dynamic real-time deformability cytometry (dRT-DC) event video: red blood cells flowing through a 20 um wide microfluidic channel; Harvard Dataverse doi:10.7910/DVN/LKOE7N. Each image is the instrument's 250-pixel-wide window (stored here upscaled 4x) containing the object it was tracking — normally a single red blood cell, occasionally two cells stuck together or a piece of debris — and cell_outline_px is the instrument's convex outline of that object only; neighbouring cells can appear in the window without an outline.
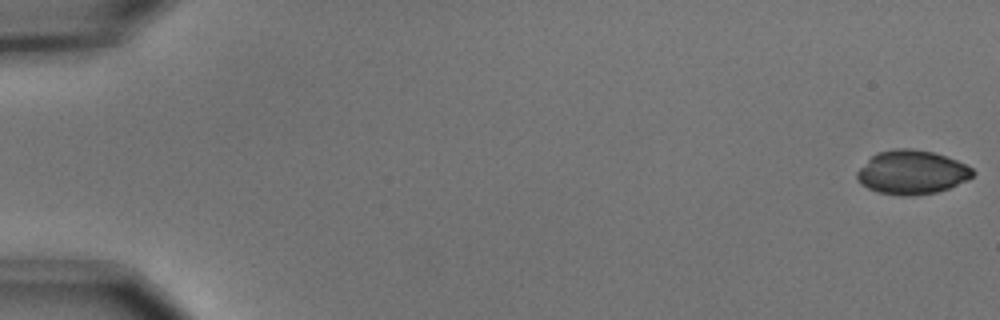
{"species": "common noctule bat (a hibernating species)", "species_latin": "Nyctalus noctula", "temperature_condition": "cold", "stored_images_in_passage": 55, "camera_frame_rate_fps": 3000, "um_per_image_px": 0.085, "animal": {"sex": "male", "body_mass_g": 15.6}, "frame": {"image": 1, "passage_image": 1, "time_ms": 0.0, "image_size_px": [1000, 320], "cell_outline_px": [[976, 172], [968, 180], [948, 188], [936, 192], [912, 196], [900, 196], [876, 192], [860, 184], [856, 180], [856, 172], [876, 152], [896, 148], [912, 148], [932, 152], [956, 160], [972, 168]], "centroid_in_image_um": [77.48, 14.65], "position_along_channel_um": 7.5, "area_um2": 29.71}}
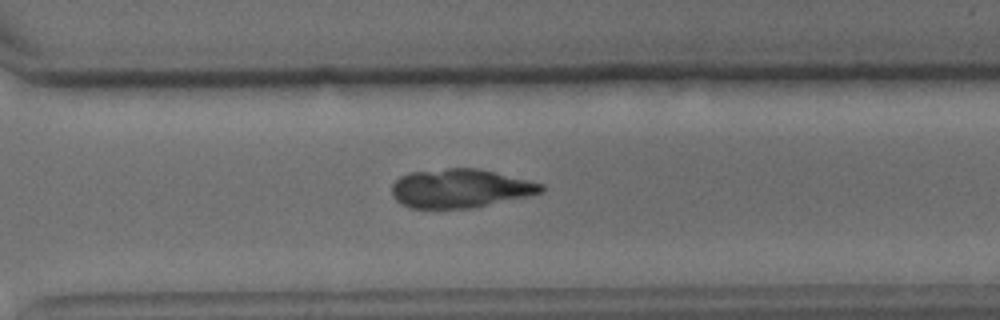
{"frame": {"image": 2, "passage_image": 40, "time_ms": 13.0, "image_size_px": [1000, 320], "cell_outline_px": [[544, 188], [540, 192], [524, 196], [468, 208], [412, 208], [400, 204], [392, 196], [392, 184], [400, 176], [408, 172], [448, 168], [476, 168], [544, 184]], "centroid_in_image_um": [39.01, 16.0], "position_along_channel_um": 331.6, "area_um2": 33.18}}
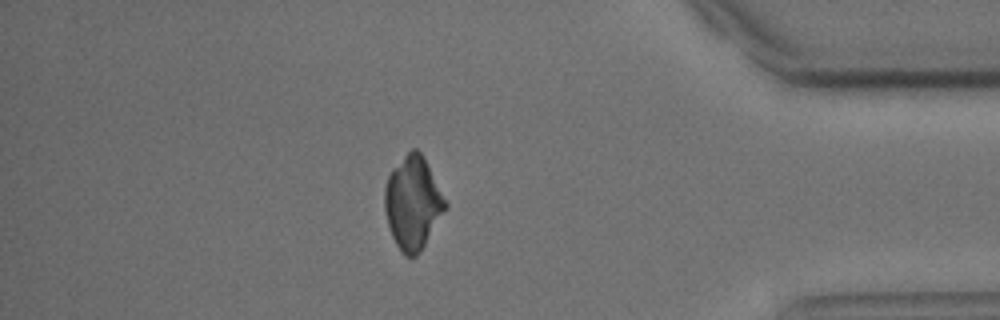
{"frame": {"image": 3, "passage_image": 48, "time_ms": 15.667, "image_size_px": [1000, 320], "cell_outline_px": [[448, 208], [416, 256], [404, 256], [396, 244], [392, 236], [388, 224], [384, 208], [384, 188], [388, 176], [392, 168], [412, 148], [416, 148], [424, 156], [448, 204]], "centroid_in_image_um": [35.09, 17.22], "position_along_channel_um": 400.1, "area_um2": 32.77}}